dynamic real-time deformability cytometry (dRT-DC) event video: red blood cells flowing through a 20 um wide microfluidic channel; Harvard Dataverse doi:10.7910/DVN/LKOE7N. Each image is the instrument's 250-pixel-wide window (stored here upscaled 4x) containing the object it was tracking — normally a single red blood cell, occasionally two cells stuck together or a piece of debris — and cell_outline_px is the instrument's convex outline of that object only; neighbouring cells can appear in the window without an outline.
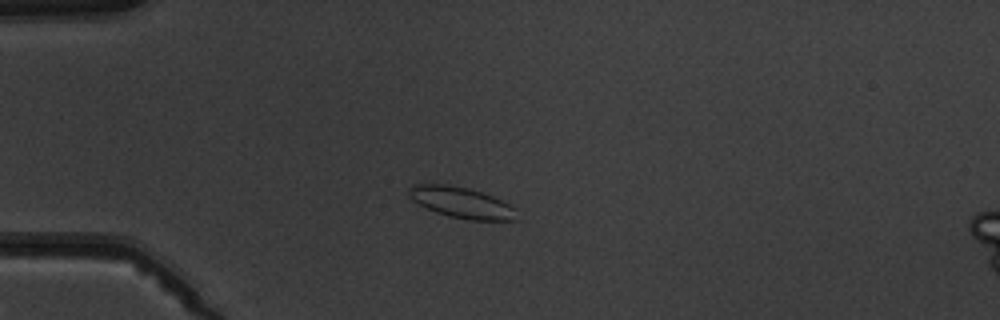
{"species": "common noctule bat (a hibernating species)", "species_latin": "Nyctalus noctula", "temperature_condition": "warm", "stored_images_in_passage": 4, "camera_frame_rate_fps": 3000, "um_per_image_px": 0.085, "animal": {"sex": "male", "body_mass_g": 19.5, "forearm_length_mm": 54.6}, "frame": {"image": 1, "passage_image": 3, "time_ms": 2.333, "image_size_px": [1000, 320], "cell_outline_px": [[520, 220], [468, 220], [448, 216], [436, 212], [412, 200], [408, 196], [408, 188], [412, 184], [448, 184], [468, 188], [492, 196], [516, 208]], "centroid_in_image_um": [39.24, 17.22], "position_along_channel_um": 45.8, "area_um2": 19.54}}